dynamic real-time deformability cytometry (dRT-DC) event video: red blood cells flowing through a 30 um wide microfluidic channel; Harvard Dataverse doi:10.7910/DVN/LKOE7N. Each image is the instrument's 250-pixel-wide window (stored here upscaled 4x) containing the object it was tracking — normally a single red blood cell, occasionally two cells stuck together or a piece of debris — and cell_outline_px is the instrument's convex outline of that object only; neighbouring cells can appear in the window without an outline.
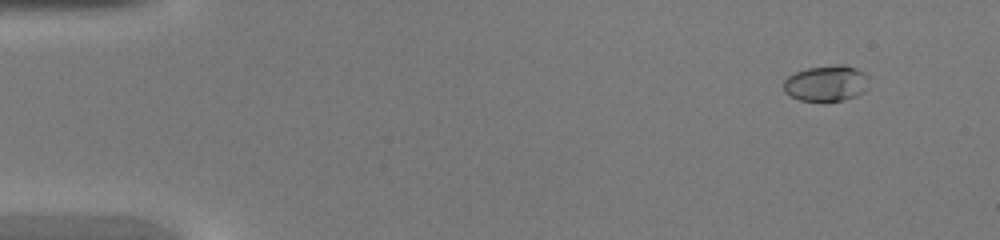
{"species": "common noctule bat (a hibernating species)", "species_latin": "Nyctalus noctula", "temperature_condition": "warm", "stored_images_in_passage": 45, "camera_frame_rate_fps": 3000, "um_per_image_px": 0.085, "animal": {"sex": "female", "body_mass_g": 20.0, "forearm_length_mm": 54.0}, "frame": {"image": 1, "passage_image": 4, "time_ms": 1.0, "image_size_px": [1000, 240], "cell_outline_px": [[868, 88], [864, 92], [856, 96], [844, 100], [800, 100], [784, 92], [784, 80], [788, 76], [796, 72], [808, 68], [836, 64], [844, 64], [856, 68], [864, 72], [868, 76]], "centroid_in_image_um": [70.27, 7.06], "position_along_channel_um": 14.7, "area_um2": 17.86}}
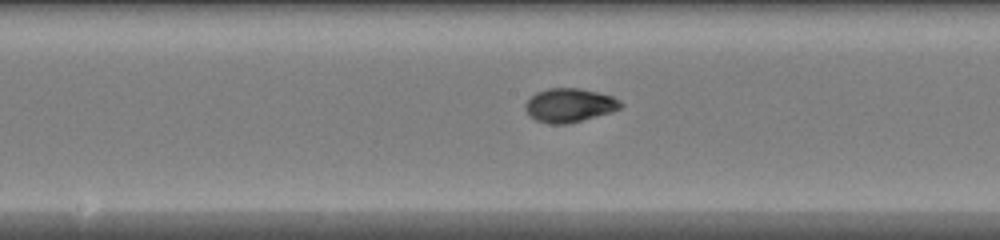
{"frame": {"image": 2, "passage_image": 24, "time_ms": 7.667, "image_size_px": [1000, 240], "cell_outline_px": [[624, 104], [620, 108], [612, 112], [568, 124], [548, 124], [536, 120], [528, 116], [524, 108], [524, 104], [536, 92], [548, 88], [580, 88], [612, 96], [620, 100]], "centroid_in_image_um": [48.38, 8.95], "position_along_channel_um": 199.8, "area_um2": 18.96}}
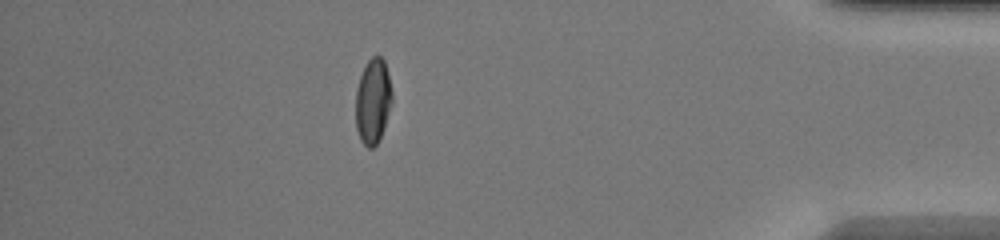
{"frame": {"image": 3, "passage_image": 40, "time_ms": 13.0, "image_size_px": [1000, 240], "cell_outline_px": [[392, 104], [384, 128], [376, 144], [372, 148], [368, 148], [360, 140], [356, 128], [356, 88], [360, 76], [368, 60], [372, 56], [380, 56], [384, 60], [388, 72], [392, 92]], "centroid_in_image_um": [31.7, 8.59], "position_along_channel_um": 403.5, "area_um2": 18.09}}